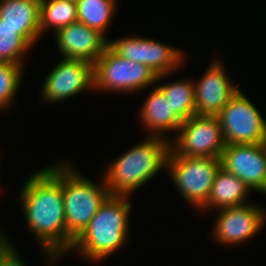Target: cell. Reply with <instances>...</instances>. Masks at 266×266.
<instances>
[{
    "label": "cell",
    "instance_id": "obj_1",
    "mask_svg": "<svg viewBox=\"0 0 266 266\" xmlns=\"http://www.w3.org/2000/svg\"><path fill=\"white\" fill-rule=\"evenodd\" d=\"M19 190L23 217L41 245L47 263L70 252L74 238L67 232L62 193V161L32 173Z\"/></svg>",
    "mask_w": 266,
    "mask_h": 266
},
{
    "label": "cell",
    "instance_id": "obj_2",
    "mask_svg": "<svg viewBox=\"0 0 266 266\" xmlns=\"http://www.w3.org/2000/svg\"><path fill=\"white\" fill-rule=\"evenodd\" d=\"M129 196L109 195L70 249L83 260L99 262L115 254L127 243L130 232Z\"/></svg>",
    "mask_w": 266,
    "mask_h": 266
},
{
    "label": "cell",
    "instance_id": "obj_3",
    "mask_svg": "<svg viewBox=\"0 0 266 266\" xmlns=\"http://www.w3.org/2000/svg\"><path fill=\"white\" fill-rule=\"evenodd\" d=\"M147 136L105 167L103 179L110 195L130 196L167 168L170 140ZM161 169V170H160Z\"/></svg>",
    "mask_w": 266,
    "mask_h": 266
},
{
    "label": "cell",
    "instance_id": "obj_4",
    "mask_svg": "<svg viewBox=\"0 0 266 266\" xmlns=\"http://www.w3.org/2000/svg\"><path fill=\"white\" fill-rule=\"evenodd\" d=\"M68 163L62 160L63 203L67 232L76 239L110 193L102 175L101 183L92 182Z\"/></svg>",
    "mask_w": 266,
    "mask_h": 266
},
{
    "label": "cell",
    "instance_id": "obj_5",
    "mask_svg": "<svg viewBox=\"0 0 266 266\" xmlns=\"http://www.w3.org/2000/svg\"><path fill=\"white\" fill-rule=\"evenodd\" d=\"M221 167L220 158L179 156L170 149L166 170L186 203L200 211Z\"/></svg>",
    "mask_w": 266,
    "mask_h": 266
},
{
    "label": "cell",
    "instance_id": "obj_6",
    "mask_svg": "<svg viewBox=\"0 0 266 266\" xmlns=\"http://www.w3.org/2000/svg\"><path fill=\"white\" fill-rule=\"evenodd\" d=\"M94 91L134 93L157 83L149 67L121 58L109 46L93 64Z\"/></svg>",
    "mask_w": 266,
    "mask_h": 266
},
{
    "label": "cell",
    "instance_id": "obj_7",
    "mask_svg": "<svg viewBox=\"0 0 266 266\" xmlns=\"http://www.w3.org/2000/svg\"><path fill=\"white\" fill-rule=\"evenodd\" d=\"M216 116L226 145L266 142V119L241 90Z\"/></svg>",
    "mask_w": 266,
    "mask_h": 266
},
{
    "label": "cell",
    "instance_id": "obj_8",
    "mask_svg": "<svg viewBox=\"0 0 266 266\" xmlns=\"http://www.w3.org/2000/svg\"><path fill=\"white\" fill-rule=\"evenodd\" d=\"M108 46L121 58L149 67L157 75V82L179 70L185 60L180 49L139 35L109 40Z\"/></svg>",
    "mask_w": 266,
    "mask_h": 266
},
{
    "label": "cell",
    "instance_id": "obj_9",
    "mask_svg": "<svg viewBox=\"0 0 266 266\" xmlns=\"http://www.w3.org/2000/svg\"><path fill=\"white\" fill-rule=\"evenodd\" d=\"M176 133L170 149L179 156L221 158L226 146L217 116H192Z\"/></svg>",
    "mask_w": 266,
    "mask_h": 266
},
{
    "label": "cell",
    "instance_id": "obj_10",
    "mask_svg": "<svg viewBox=\"0 0 266 266\" xmlns=\"http://www.w3.org/2000/svg\"><path fill=\"white\" fill-rule=\"evenodd\" d=\"M40 90L43 102L58 103L85 90H94L93 64L79 59L61 57L43 82Z\"/></svg>",
    "mask_w": 266,
    "mask_h": 266
},
{
    "label": "cell",
    "instance_id": "obj_11",
    "mask_svg": "<svg viewBox=\"0 0 266 266\" xmlns=\"http://www.w3.org/2000/svg\"><path fill=\"white\" fill-rule=\"evenodd\" d=\"M213 235L217 243L235 246L250 240L266 223V211L254 203L217 209Z\"/></svg>",
    "mask_w": 266,
    "mask_h": 266
},
{
    "label": "cell",
    "instance_id": "obj_12",
    "mask_svg": "<svg viewBox=\"0 0 266 266\" xmlns=\"http://www.w3.org/2000/svg\"><path fill=\"white\" fill-rule=\"evenodd\" d=\"M220 159L222 167L243 180L251 191L266 195V142L227 144Z\"/></svg>",
    "mask_w": 266,
    "mask_h": 266
},
{
    "label": "cell",
    "instance_id": "obj_13",
    "mask_svg": "<svg viewBox=\"0 0 266 266\" xmlns=\"http://www.w3.org/2000/svg\"><path fill=\"white\" fill-rule=\"evenodd\" d=\"M217 61L212 59L199 80H193L196 115L216 116L240 90L226 74L221 60Z\"/></svg>",
    "mask_w": 266,
    "mask_h": 266
},
{
    "label": "cell",
    "instance_id": "obj_14",
    "mask_svg": "<svg viewBox=\"0 0 266 266\" xmlns=\"http://www.w3.org/2000/svg\"><path fill=\"white\" fill-rule=\"evenodd\" d=\"M62 58L85 60L94 64L109 45V39L80 21L55 33Z\"/></svg>",
    "mask_w": 266,
    "mask_h": 266
},
{
    "label": "cell",
    "instance_id": "obj_15",
    "mask_svg": "<svg viewBox=\"0 0 266 266\" xmlns=\"http://www.w3.org/2000/svg\"><path fill=\"white\" fill-rule=\"evenodd\" d=\"M41 0H0V20L17 30L31 47L40 38Z\"/></svg>",
    "mask_w": 266,
    "mask_h": 266
},
{
    "label": "cell",
    "instance_id": "obj_16",
    "mask_svg": "<svg viewBox=\"0 0 266 266\" xmlns=\"http://www.w3.org/2000/svg\"><path fill=\"white\" fill-rule=\"evenodd\" d=\"M153 88L139 111V119L143 127L150 133L148 136L167 139L164 134L169 131H178L182 121L172 111L169 100L163 91L157 85Z\"/></svg>",
    "mask_w": 266,
    "mask_h": 266
},
{
    "label": "cell",
    "instance_id": "obj_17",
    "mask_svg": "<svg viewBox=\"0 0 266 266\" xmlns=\"http://www.w3.org/2000/svg\"><path fill=\"white\" fill-rule=\"evenodd\" d=\"M250 192L252 191L243 180L221 167L214 179L207 203L200 211L247 204Z\"/></svg>",
    "mask_w": 266,
    "mask_h": 266
},
{
    "label": "cell",
    "instance_id": "obj_18",
    "mask_svg": "<svg viewBox=\"0 0 266 266\" xmlns=\"http://www.w3.org/2000/svg\"><path fill=\"white\" fill-rule=\"evenodd\" d=\"M78 21L76 2L72 0H41L40 38L47 29L55 34L59 29Z\"/></svg>",
    "mask_w": 266,
    "mask_h": 266
},
{
    "label": "cell",
    "instance_id": "obj_19",
    "mask_svg": "<svg viewBox=\"0 0 266 266\" xmlns=\"http://www.w3.org/2000/svg\"><path fill=\"white\" fill-rule=\"evenodd\" d=\"M117 2L116 0H78L76 1L77 19L105 36L114 19Z\"/></svg>",
    "mask_w": 266,
    "mask_h": 266
},
{
    "label": "cell",
    "instance_id": "obj_20",
    "mask_svg": "<svg viewBox=\"0 0 266 266\" xmlns=\"http://www.w3.org/2000/svg\"><path fill=\"white\" fill-rule=\"evenodd\" d=\"M169 100L172 111L183 122L195 116V90L191 79L157 84Z\"/></svg>",
    "mask_w": 266,
    "mask_h": 266
},
{
    "label": "cell",
    "instance_id": "obj_21",
    "mask_svg": "<svg viewBox=\"0 0 266 266\" xmlns=\"http://www.w3.org/2000/svg\"><path fill=\"white\" fill-rule=\"evenodd\" d=\"M31 49L32 47L17 34L16 29L0 20V62L24 66V55Z\"/></svg>",
    "mask_w": 266,
    "mask_h": 266
},
{
    "label": "cell",
    "instance_id": "obj_22",
    "mask_svg": "<svg viewBox=\"0 0 266 266\" xmlns=\"http://www.w3.org/2000/svg\"><path fill=\"white\" fill-rule=\"evenodd\" d=\"M23 66L0 62V110H8L23 79Z\"/></svg>",
    "mask_w": 266,
    "mask_h": 266
},
{
    "label": "cell",
    "instance_id": "obj_23",
    "mask_svg": "<svg viewBox=\"0 0 266 266\" xmlns=\"http://www.w3.org/2000/svg\"><path fill=\"white\" fill-rule=\"evenodd\" d=\"M0 266H27L8 236L0 231Z\"/></svg>",
    "mask_w": 266,
    "mask_h": 266
}]
</instances>
